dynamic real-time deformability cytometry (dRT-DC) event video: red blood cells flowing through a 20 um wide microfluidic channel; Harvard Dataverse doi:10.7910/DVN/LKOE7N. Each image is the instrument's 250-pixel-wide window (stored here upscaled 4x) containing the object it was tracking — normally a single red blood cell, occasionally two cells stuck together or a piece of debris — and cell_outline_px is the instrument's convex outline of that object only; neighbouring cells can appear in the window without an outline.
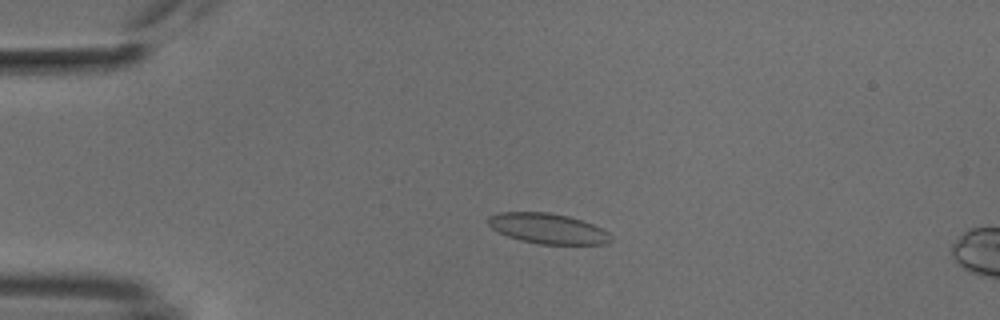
{"species": "common noctule bat (a hibernating species)", "species_latin": "Nyctalus noctula", "temperature_condition": "cold", "stored_images_in_passage": 18, "camera_frame_rate_fps": 3000, "um_per_image_px": 0.085, "animal": {"sex": "male", "body_mass_g": 18.8}, "frame": {"image": 1, "passage_image": 13, "time_ms": 4.0, "image_size_px": [1000, 320], "cell_outline_px": [[612, 240], [608, 244], [540, 244], [520, 240], [508, 236], [492, 228], [488, 224], [488, 216], [500, 212], [548, 212], [568, 216], [592, 224], [608, 232], [612, 236]], "centroid_in_image_um": [46.57, 19.43], "position_along_channel_um": 38.4, "area_um2": 21.56}}